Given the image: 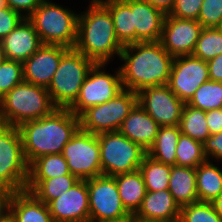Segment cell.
<instances>
[{"label": "cell", "mask_w": 222, "mask_h": 222, "mask_svg": "<svg viewBox=\"0 0 222 222\" xmlns=\"http://www.w3.org/2000/svg\"><path fill=\"white\" fill-rule=\"evenodd\" d=\"M119 67L123 89L138 93L149 86L167 85L174 57L160 41L136 42L123 46Z\"/></svg>", "instance_id": "cell-1"}, {"label": "cell", "mask_w": 222, "mask_h": 222, "mask_svg": "<svg viewBox=\"0 0 222 222\" xmlns=\"http://www.w3.org/2000/svg\"><path fill=\"white\" fill-rule=\"evenodd\" d=\"M80 128V119L69 108H56L50 115L18 126L28 165L49 154L62 153L64 146Z\"/></svg>", "instance_id": "cell-2"}, {"label": "cell", "mask_w": 222, "mask_h": 222, "mask_svg": "<svg viewBox=\"0 0 222 222\" xmlns=\"http://www.w3.org/2000/svg\"><path fill=\"white\" fill-rule=\"evenodd\" d=\"M123 46L117 39L110 11L101 2H92L79 13L74 47L77 51L95 63L108 64L114 55L120 56Z\"/></svg>", "instance_id": "cell-3"}, {"label": "cell", "mask_w": 222, "mask_h": 222, "mask_svg": "<svg viewBox=\"0 0 222 222\" xmlns=\"http://www.w3.org/2000/svg\"><path fill=\"white\" fill-rule=\"evenodd\" d=\"M56 108L46 87L23 80L0 99V123L18 127L48 116Z\"/></svg>", "instance_id": "cell-4"}, {"label": "cell", "mask_w": 222, "mask_h": 222, "mask_svg": "<svg viewBox=\"0 0 222 222\" xmlns=\"http://www.w3.org/2000/svg\"><path fill=\"white\" fill-rule=\"evenodd\" d=\"M79 14L49 0L43 2L28 17L42 44L74 48L77 41Z\"/></svg>", "instance_id": "cell-5"}, {"label": "cell", "mask_w": 222, "mask_h": 222, "mask_svg": "<svg viewBox=\"0 0 222 222\" xmlns=\"http://www.w3.org/2000/svg\"><path fill=\"white\" fill-rule=\"evenodd\" d=\"M95 62L75 48L62 57L47 90L57 108H69L77 99L90 69Z\"/></svg>", "instance_id": "cell-6"}, {"label": "cell", "mask_w": 222, "mask_h": 222, "mask_svg": "<svg viewBox=\"0 0 222 222\" xmlns=\"http://www.w3.org/2000/svg\"><path fill=\"white\" fill-rule=\"evenodd\" d=\"M28 176L18 127L0 123V187L13 193L25 190Z\"/></svg>", "instance_id": "cell-7"}, {"label": "cell", "mask_w": 222, "mask_h": 222, "mask_svg": "<svg viewBox=\"0 0 222 222\" xmlns=\"http://www.w3.org/2000/svg\"><path fill=\"white\" fill-rule=\"evenodd\" d=\"M102 175L115 176L139 169L147 151L119 131L97 134Z\"/></svg>", "instance_id": "cell-8"}, {"label": "cell", "mask_w": 222, "mask_h": 222, "mask_svg": "<svg viewBox=\"0 0 222 222\" xmlns=\"http://www.w3.org/2000/svg\"><path fill=\"white\" fill-rule=\"evenodd\" d=\"M137 103L138 94L123 89L111 100L85 110L79 116L80 128L96 135L118 131L123 120Z\"/></svg>", "instance_id": "cell-9"}, {"label": "cell", "mask_w": 222, "mask_h": 222, "mask_svg": "<svg viewBox=\"0 0 222 222\" xmlns=\"http://www.w3.org/2000/svg\"><path fill=\"white\" fill-rule=\"evenodd\" d=\"M62 155L70 173L79 180L102 175L100 145L96 134L79 128L64 146Z\"/></svg>", "instance_id": "cell-10"}, {"label": "cell", "mask_w": 222, "mask_h": 222, "mask_svg": "<svg viewBox=\"0 0 222 222\" xmlns=\"http://www.w3.org/2000/svg\"><path fill=\"white\" fill-rule=\"evenodd\" d=\"M106 63H95L90 69L79 95L69 109L80 116L85 110L114 98L123 90L121 73L118 69L114 74L103 71Z\"/></svg>", "instance_id": "cell-11"}, {"label": "cell", "mask_w": 222, "mask_h": 222, "mask_svg": "<svg viewBox=\"0 0 222 222\" xmlns=\"http://www.w3.org/2000/svg\"><path fill=\"white\" fill-rule=\"evenodd\" d=\"M89 222L129 219L132 216L122 205L113 176L101 175L87 179Z\"/></svg>", "instance_id": "cell-12"}, {"label": "cell", "mask_w": 222, "mask_h": 222, "mask_svg": "<svg viewBox=\"0 0 222 222\" xmlns=\"http://www.w3.org/2000/svg\"><path fill=\"white\" fill-rule=\"evenodd\" d=\"M209 80L207 62L193 55L174 57L167 86L184 103H188L195 91Z\"/></svg>", "instance_id": "cell-13"}, {"label": "cell", "mask_w": 222, "mask_h": 222, "mask_svg": "<svg viewBox=\"0 0 222 222\" xmlns=\"http://www.w3.org/2000/svg\"><path fill=\"white\" fill-rule=\"evenodd\" d=\"M137 94L138 103L160 127L180 124L185 103L167 85L149 86Z\"/></svg>", "instance_id": "cell-14"}, {"label": "cell", "mask_w": 222, "mask_h": 222, "mask_svg": "<svg viewBox=\"0 0 222 222\" xmlns=\"http://www.w3.org/2000/svg\"><path fill=\"white\" fill-rule=\"evenodd\" d=\"M202 29L196 20L180 19L167 14L160 43L172 57L192 55Z\"/></svg>", "instance_id": "cell-15"}, {"label": "cell", "mask_w": 222, "mask_h": 222, "mask_svg": "<svg viewBox=\"0 0 222 222\" xmlns=\"http://www.w3.org/2000/svg\"><path fill=\"white\" fill-rule=\"evenodd\" d=\"M47 205L54 222H89L87 180H79Z\"/></svg>", "instance_id": "cell-16"}, {"label": "cell", "mask_w": 222, "mask_h": 222, "mask_svg": "<svg viewBox=\"0 0 222 222\" xmlns=\"http://www.w3.org/2000/svg\"><path fill=\"white\" fill-rule=\"evenodd\" d=\"M69 49L62 45L43 44L23 62V80L48 88L59 66L61 57Z\"/></svg>", "instance_id": "cell-17"}, {"label": "cell", "mask_w": 222, "mask_h": 222, "mask_svg": "<svg viewBox=\"0 0 222 222\" xmlns=\"http://www.w3.org/2000/svg\"><path fill=\"white\" fill-rule=\"evenodd\" d=\"M42 45L34 25L28 18H24L14 30L0 40L3 57L21 63L27 60Z\"/></svg>", "instance_id": "cell-18"}, {"label": "cell", "mask_w": 222, "mask_h": 222, "mask_svg": "<svg viewBox=\"0 0 222 222\" xmlns=\"http://www.w3.org/2000/svg\"><path fill=\"white\" fill-rule=\"evenodd\" d=\"M133 13L135 43L160 41L166 14L143 0H123Z\"/></svg>", "instance_id": "cell-19"}, {"label": "cell", "mask_w": 222, "mask_h": 222, "mask_svg": "<svg viewBox=\"0 0 222 222\" xmlns=\"http://www.w3.org/2000/svg\"><path fill=\"white\" fill-rule=\"evenodd\" d=\"M181 208L168 189L146 191L136 219L148 222H179Z\"/></svg>", "instance_id": "cell-20"}, {"label": "cell", "mask_w": 222, "mask_h": 222, "mask_svg": "<svg viewBox=\"0 0 222 222\" xmlns=\"http://www.w3.org/2000/svg\"><path fill=\"white\" fill-rule=\"evenodd\" d=\"M159 127L158 123L137 103L123 120L118 131L148 151L155 141Z\"/></svg>", "instance_id": "cell-21"}, {"label": "cell", "mask_w": 222, "mask_h": 222, "mask_svg": "<svg viewBox=\"0 0 222 222\" xmlns=\"http://www.w3.org/2000/svg\"><path fill=\"white\" fill-rule=\"evenodd\" d=\"M9 213L15 222H54L48 205L27 190L12 194Z\"/></svg>", "instance_id": "cell-22"}, {"label": "cell", "mask_w": 222, "mask_h": 222, "mask_svg": "<svg viewBox=\"0 0 222 222\" xmlns=\"http://www.w3.org/2000/svg\"><path fill=\"white\" fill-rule=\"evenodd\" d=\"M168 190L180 208L198 202L196 168L171 166Z\"/></svg>", "instance_id": "cell-23"}, {"label": "cell", "mask_w": 222, "mask_h": 222, "mask_svg": "<svg viewBox=\"0 0 222 222\" xmlns=\"http://www.w3.org/2000/svg\"><path fill=\"white\" fill-rule=\"evenodd\" d=\"M118 187L122 205L134 216L140 208L146 194L145 182L138 170L113 176Z\"/></svg>", "instance_id": "cell-24"}, {"label": "cell", "mask_w": 222, "mask_h": 222, "mask_svg": "<svg viewBox=\"0 0 222 222\" xmlns=\"http://www.w3.org/2000/svg\"><path fill=\"white\" fill-rule=\"evenodd\" d=\"M196 189L201 202H212L222 194V170L206 160L196 167Z\"/></svg>", "instance_id": "cell-25"}, {"label": "cell", "mask_w": 222, "mask_h": 222, "mask_svg": "<svg viewBox=\"0 0 222 222\" xmlns=\"http://www.w3.org/2000/svg\"><path fill=\"white\" fill-rule=\"evenodd\" d=\"M181 130L177 126L159 127L153 145L148 149L147 155L166 165H176V147Z\"/></svg>", "instance_id": "cell-26"}, {"label": "cell", "mask_w": 222, "mask_h": 222, "mask_svg": "<svg viewBox=\"0 0 222 222\" xmlns=\"http://www.w3.org/2000/svg\"><path fill=\"white\" fill-rule=\"evenodd\" d=\"M110 11L117 39L123 44L135 43L133 13L123 0H100Z\"/></svg>", "instance_id": "cell-27"}, {"label": "cell", "mask_w": 222, "mask_h": 222, "mask_svg": "<svg viewBox=\"0 0 222 222\" xmlns=\"http://www.w3.org/2000/svg\"><path fill=\"white\" fill-rule=\"evenodd\" d=\"M79 179L70 174L44 179L43 181H27L25 190L31 192L38 200L48 204L69 190Z\"/></svg>", "instance_id": "cell-28"}, {"label": "cell", "mask_w": 222, "mask_h": 222, "mask_svg": "<svg viewBox=\"0 0 222 222\" xmlns=\"http://www.w3.org/2000/svg\"><path fill=\"white\" fill-rule=\"evenodd\" d=\"M67 174L70 171L62 153L49 154L35 159L29 165L28 181H43Z\"/></svg>", "instance_id": "cell-29"}, {"label": "cell", "mask_w": 222, "mask_h": 222, "mask_svg": "<svg viewBox=\"0 0 222 222\" xmlns=\"http://www.w3.org/2000/svg\"><path fill=\"white\" fill-rule=\"evenodd\" d=\"M146 191H161L169 188L171 166L145 155L139 166Z\"/></svg>", "instance_id": "cell-30"}, {"label": "cell", "mask_w": 222, "mask_h": 222, "mask_svg": "<svg viewBox=\"0 0 222 222\" xmlns=\"http://www.w3.org/2000/svg\"><path fill=\"white\" fill-rule=\"evenodd\" d=\"M181 134L204 143L210 136L206 123V111L194 108L185 103L179 124Z\"/></svg>", "instance_id": "cell-31"}, {"label": "cell", "mask_w": 222, "mask_h": 222, "mask_svg": "<svg viewBox=\"0 0 222 222\" xmlns=\"http://www.w3.org/2000/svg\"><path fill=\"white\" fill-rule=\"evenodd\" d=\"M188 105L209 111L222 108V82L208 80L195 91Z\"/></svg>", "instance_id": "cell-32"}, {"label": "cell", "mask_w": 222, "mask_h": 222, "mask_svg": "<svg viewBox=\"0 0 222 222\" xmlns=\"http://www.w3.org/2000/svg\"><path fill=\"white\" fill-rule=\"evenodd\" d=\"M206 160L203 143L180 134L176 147V165L196 168Z\"/></svg>", "instance_id": "cell-33"}, {"label": "cell", "mask_w": 222, "mask_h": 222, "mask_svg": "<svg viewBox=\"0 0 222 222\" xmlns=\"http://www.w3.org/2000/svg\"><path fill=\"white\" fill-rule=\"evenodd\" d=\"M222 53V32L219 28H203L193 56L208 62Z\"/></svg>", "instance_id": "cell-34"}, {"label": "cell", "mask_w": 222, "mask_h": 222, "mask_svg": "<svg viewBox=\"0 0 222 222\" xmlns=\"http://www.w3.org/2000/svg\"><path fill=\"white\" fill-rule=\"evenodd\" d=\"M179 222H222L211 202L192 203L181 208Z\"/></svg>", "instance_id": "cell-35"}, {"label": "cell", "mask_w": 222, "mask_h": 222, "mask_svg": "<svg viewBox=\"0 0 222 222\" xmlns=\"http://www.w3.org/2000/svg\"><path fill=\"white\" fill-rule=\"evenodd\" d=\"M23 81V63L3 58L0 63V99Z\"/></svg>", "instance_id": "cell-36"}, {"label": "cell", "mask_w": 222, "mask_h": 222, "mask_svg": "<svg viewBox=\"0 0 222 222\" xmlns=\"http://www.w3.org/2000/svg\"><path fill=\"white\" fill-rule=\"evenodd\" d=\"M197 21L203 28H218L222 22V0H204Z\"/></svg>", "instance_id": "cell-37"}, {"label": "cell", "mask_w": 222, "mask_h": 222, "mask_svg": "<svg viewBox=\"0 0 222 222\" xmlns=\"http://www.w3.org/2000/svg\"><path fill=\"white\" fill-rule=\"evenodd\" d=\"M203 1L204 0H175L173 9L168 15L180 19L197 21Z\"/></svg>", "instance_id": "cell-38"}, {"label": "cell", "mask_w": 222, "mask_h": 222, "mask_svg": "<svg viewBox=\"0 0 222 222\" xmlns=\"http://www.w3.org/2000/svg\"><path fill=\"white\" fill-rule=\"evenodd\" d=\"M24 17L17 11L6 6L0 9V40L6 37Z\"/></svg>", "instance_id": "cell-39"}, {"label": "cell", "mask_w": 222, "mask_h": 222, "mask_svg": "<svg viewBox=\"0 0 222 222\" xmlns=\"http://www.w3.org/2000/svg\"><path fill=\"white\" fill-rule=\"evenodd\" d=\"M204 154L207 160L215 159L217 162L222 161V132L210 135L203 143Z\"/></svg>", "instance_id": "cell-40"}, {"label": "cell", "mask_w": 222, "mask_h": 222, "mask_svg": "<svg viewBox=\"0 0 222 222\" xmlns=\"http://www.w3.org/2000/svg\"><path fill=\"white\" fill-rule=\"evenodd\" d=\"M42 2L43 0H6L7 6L24 18H28Z\"/></svg>", "instance_id": "cell-41"}, {"label": "cell", "mask_w": 222, "mask_h": 222, "mask_svg": "<svg viewBox=\"0 0 222 222\" xmlns=\"http://www.w3.org/2000/svg\"><path fill=\"white\" fill-rule=\"evenodd\" d=\"M206 123L210 135L222 132V108L206 111Z\"/></svg>", "instance_id": "cell-42"}, {"label": "cell", "mask_w": 222, "mask_h": 222, "mask_svg": "<svg viewBox=\"0 0 222 222\" xmlns=\"http://www.w3.org/2000/svg\"><path fill=\"white\" fill-rule=\"evenodd\" d=\"M209 80L222 82V53L207 62Z\"/></svg>", "instance_id": "cell-43"}, {"label": "cell", "mask_w": 222, "mask_h": 222, "mask_svg": "<svg viewBox=\"0 0 222 222\" xmlns=\"http://www.w3.org/2000/svg\"><path fill=\"white\" fill-rule=\"evenodd\" d=\"M13 192L0 187V219L9 213V203Z\"/></svg>", "instance_id": "cell-44"}, {"label": "cell", "mask_w": 222, "mask_h": 222, "mask_svg": "<svg viewBox=\"0 0 222 222\" xmlns=\"http://www.w3.org/2000/svg\"><path fill=\"white\" fill-rule=\"evenodd\" d=\"M143 1L148 2L150 5L154 6L155 8H158L166 15L171 12L175 2V0H143Z\"/></svg>", "instance_id": "cell-45"}, {"label": "cell", "mask_w": 222, "mask_h": 222, "mask_svg": "<svg viewBox=\"0 0 222 222\" xmlns=\"http://www.w3.org/2000/svg\"><path fill=\"white\" fill-rule=\"evenodd\" d=\"M211 204L214 207V210L216 211V213L220 216V218L222 219V194L217 197L216 199H214Z\"/></svg>", "instance_id": "cell-46"}, {"label": "cell", "mask_w": 222, "mask_h": 222, "mask_svg": "<svg viewBox=\"0 0 222 222\" xmlns=\"http://www.w3.org/2000/svg\"><path fill=\"white\" fill-rule=\"evenodd\" d=\"M0 222H15V220L10 213H7L3 218L0 219Z\"/></svg>", "instance_id": "cell-47"}, {"label": "cell", "mask_w": 222, "mask_h": 222, "mask_svg": "<svg viewBox=\"0 0 222 222\" xmlns=\"http://www.w3.org/2000/svg\"><path fill=\"white\" fill-rule=\"evenodd\" d=\"M129 222H148V221H142L132 216L131 218H129Z\"/></svg>", "instance_id": "cell-48"}, {"label": "cell", "mask_w": 222, "mask_h": 222, "mask_svg": "<svg viewBox=\"0 0 222 222\" xmlns=\"http://www.w3.org/2000/svg\"><path fill=\"white\" fill-rule=\"evenodd\" d=\"M101 222H129V219H123V220H111V221H101Z\"/></svg>", "instance_id": "cell-49"}, {"label": "cell", "mask_w": 222, "mask_h": 222, "mask_svg": "<svg viewBox=\"0 0 222 222\" xmlns=\"http://www.w3.org/2000/svg\"><path fill=\"white\" fill-rule=\"evenodd\" d=\"M6 0H0V9L6 7Z\"/></svg>", "instance_id": "cell-50"}, {"label": "cell", "mask_w": 222, "mask_h": 222, "mask_svg": "<svg viewBox=\"0 0 222 222\" xmlns=\"http://www.w3.org/2000/svg\"><path fill=\"white\" fill-rule=\"evenodd\" d=\"M3 54H2V51H1V49H0V63H1V61L3 60Z\"/></svg>", "instance_id": "cell-51"}, {"label": "cell", "mask_w": 222, "mask_h": 222, "mask_svg": "<svg viewBox=\"0 0 222 222\" xmlns=\"http://www.w3.org/2000/svg\"><path fill=\"white\" fill-rule=\"evenodd\" d=\"M218 28L222 32V22H221V24H220V26Z\"/></svg>", "instance_id": "cell-52"}, {"label": "cell", "mask_w": 222, "mask_h": 222, "mask_svg": "<svg viewBox=\"0 0 222 222\" xmlns=\"http://www.w3.org/2000/svg\"><path fill=\"white\" fill-rule=\"evenodd\" d=\"M90 2H100V0H91Z\"/></svg>", "instance_id": "cell-53"}]
</instances>
